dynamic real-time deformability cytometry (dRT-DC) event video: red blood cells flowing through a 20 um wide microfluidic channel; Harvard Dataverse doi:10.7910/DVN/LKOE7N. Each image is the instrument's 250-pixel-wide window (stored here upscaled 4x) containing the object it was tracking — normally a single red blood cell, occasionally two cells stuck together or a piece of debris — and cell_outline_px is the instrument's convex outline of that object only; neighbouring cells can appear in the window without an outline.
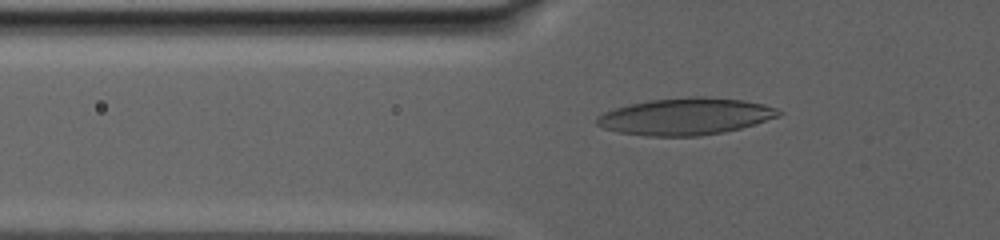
{"species": "human", "species_latin": "Homo sapiens", "temperature_condition": "warm", "stored_images_in_passage": 83, "camera_frame_rate_fps": 3000, "um_per_image_px": 0.085, "donor": {"sex": "male"}, "frame": {"image": 1, "passage_image": 3, "time_ms": 0.333, "image_size_px": [1000, 240], "cell_outline_px": [[784, 112], [780, 116], [756, 124], [724, 132], [700, 136], [648, 136], [620, 132], [604, 128], [596, 124], [596, 120], [604, 112], [616, 108], [648, 100], [692, 96], [704, 96], [744, 100], [764, 104], [776, 108]], "centroid_in_image_um": [58.34, 9.89], "position_along_channel_um": 67.5, "area_um2": 39.07}}
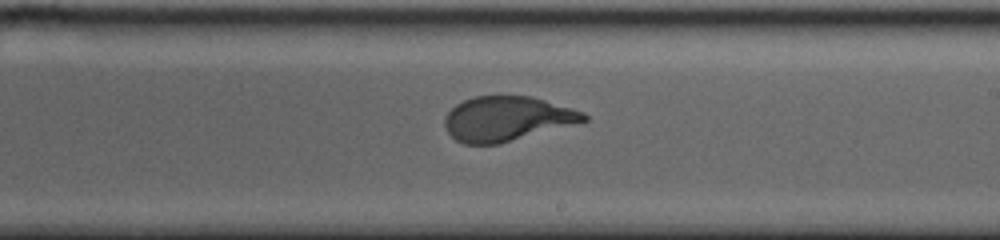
{"frame": {"image": 2, "passage_image": 33, "time_ms": 8.0, "image_size_px": [1000, 240], "cell_outline_px": [[588, 120], [500, 144], [464, 144], [456, 140], [448, 132], [444, 124], [444, 120], [448, 112], [456, 104], [464, 100], [476, 96], [532, 96], [572, 108], [584, 112], [588, 116]], "centroid_in_image_um": [43.08, 10.09], "position_along_channel_um": 245.9, "area_um2": 36.01}}
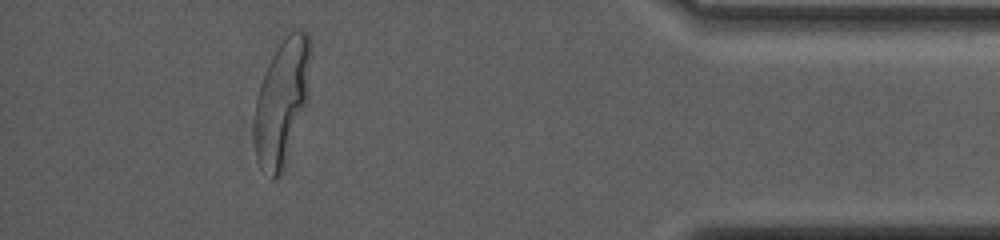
{"frame": {"image": 3, "passage_image": 68, "time_ms": 16.333, "image_size_px": [1000, 240], "cell_outline_px": [[308, 100], [284, 168], [280, 176], [276, 180], [272, 180], [260, 168], [256, 156], [252, 140], [252, 128], [256, 96], [260, 84], [268, 64], [276, 48], [292, 28], [308, 32]], "centroid_in_image_um": [23.89, 8.76], "position_along_channel_um": 411.3, "area_um2": 41.38}, "authors_computed_cell_mechanics": {"area_um2": 37.6278, "velocity_mm_per_s": 2.4284, "shape_relaxation_time_tau1_ms": 6.8081, "shape_relaxation_time_tau2_ms": null, "deformation_change_tau1": 0.2438, "deformation_change_tau2": null}}